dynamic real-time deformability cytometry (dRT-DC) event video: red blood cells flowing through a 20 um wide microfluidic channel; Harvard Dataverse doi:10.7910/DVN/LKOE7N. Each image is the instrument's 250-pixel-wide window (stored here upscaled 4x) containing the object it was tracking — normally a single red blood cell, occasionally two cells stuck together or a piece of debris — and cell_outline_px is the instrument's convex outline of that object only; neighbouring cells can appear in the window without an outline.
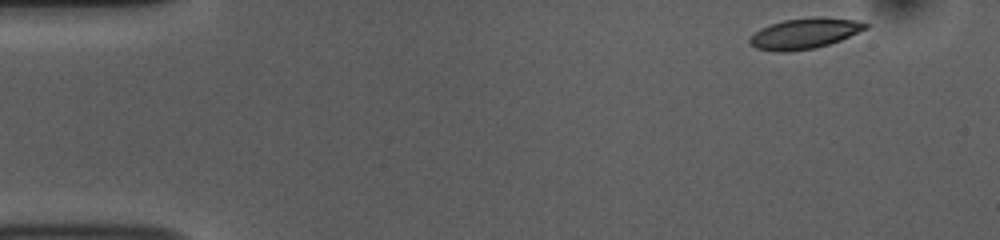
{"species": "common noctule bat (a hibernating species)", "species_latin": "Nyctalus noctula", "temperature_condition": "room temperature", "stored_images_in_passage": 49, "camera_frame_rate_fps": 3000, "um_per_image_px": 0.085, "animal": {"sex": "female", "body_mass_g": 10.0, "forearm_length_mm": 53.1}, "frame": {"image": 1, "passage_image": 1, "time_ms": 0.0, "image_size_px": [1000, 240], "cell_outline_px": [[868, 28], [840, 40], [816, 48], [788, 52], [776, 52], [756, 48], [748, 40], [760, 28], [784, 20], [812, 16], [824, 16], [856, 20], [868, 24]], "centroid_in_image_um": [68.41, 2.83], "position_along_channel_um": 16.6, "area_um2": 20.69}}
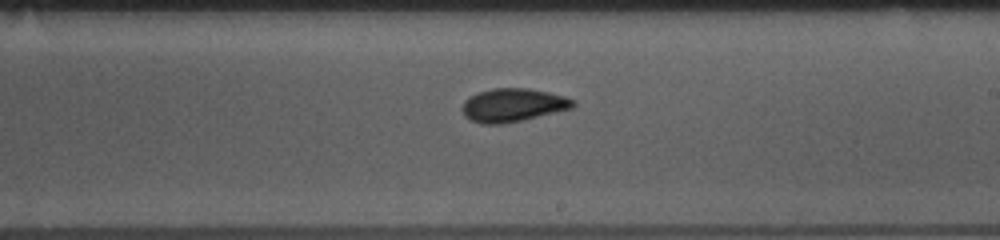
{"frame": {"image": 2, "passage_image": 27, "time_ms": 8.667, "image_size_px": [1000, 240], "cell_outline_px": [[576, 104], [572, 108], [524, 120], [504, 124], [480, 124], [464, 116], [460, 108], [464, 100], [468, 96], [492, 88], [528, 88], [548, 92], [564, 96], [576, 100]], "centroid_in_image_um": [43.58, 8.94], "position_along_channel_um": 245.4, "area_um2": 21.79}}
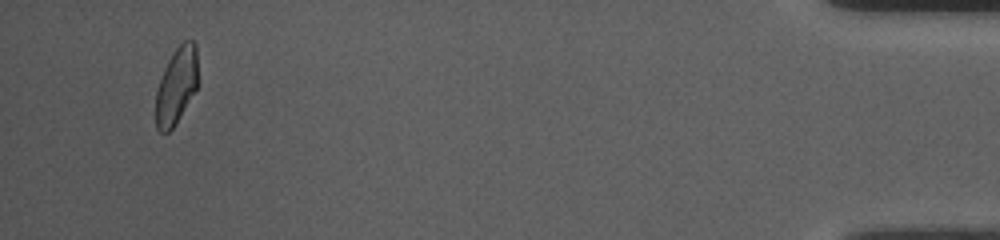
{"frame": {"image": 3, "passage_image": 47, "time_ms": 15.333, "image_size_px": [1000, 240], "cell_outline_px": [[196, 88], [176, 124], [168, 132], [160, 132], [156, 128], [156, 92], [164, 68], [172, 52], [184, 40], [192, 40], [196, 44]], "centroid_in_image_um": [14.97, 7.29], "position_along_channel_um": 420.2, "area_um2": 18.5}, "authors_computed_cell_mechanics": {"area_um2": 20.4034, "velocity_mm_per_s": 3.753, "shape_relaxation_time_tau1_ms": 5.03, "shape_relaxation_time_tau2_ms": 2.2097, "deformation_change_tau1": 0.1391, "deformation_change_tau2": 0.0612}}